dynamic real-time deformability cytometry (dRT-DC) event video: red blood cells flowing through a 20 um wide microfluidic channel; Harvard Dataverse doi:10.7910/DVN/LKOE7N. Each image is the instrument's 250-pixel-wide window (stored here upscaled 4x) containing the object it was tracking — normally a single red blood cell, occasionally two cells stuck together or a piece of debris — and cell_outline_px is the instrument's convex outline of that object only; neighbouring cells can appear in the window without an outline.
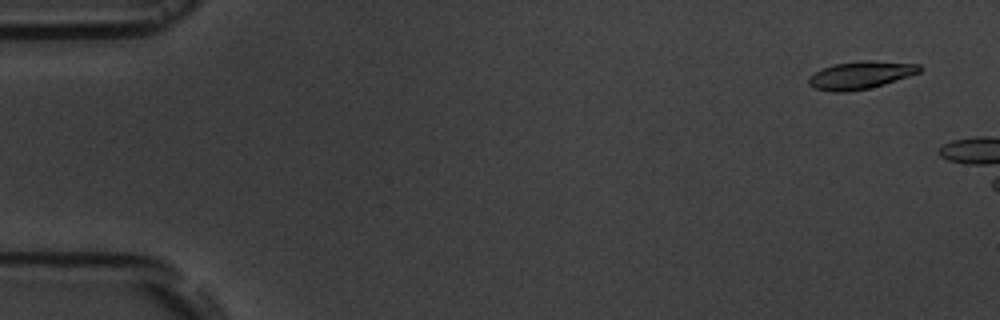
{"species": "common noctule bat (a hibernating species)", "species_latin": "Nyctalus noctula", "temperature_condition": "room temperature", "stored_images_in_passage": 3, "camera_frame_rate_fps": 3000, "um_per_image_px": 0.085, "animal": {"sex": "male", "body_mass_g": 19.5, "forearm_length_mm": 54.6}, "frame": {"image": 1, "passage_image": 1, "time_ms": 0.0, "image_size_px": [1000, 320], "cell_outline_px": [[924, 68], [920, 72], [884, 84], [868, 88], [848, 92], [832, 92], [816, 88], [808, 84], [808, 76], [824, 68], [836, 64], [860, 60], [872, 60], [920, 64]], "centroid_in_image_um": [73.17, 6.38], "position_along_channel_um": 11.8, "area_um2": 17.86}}